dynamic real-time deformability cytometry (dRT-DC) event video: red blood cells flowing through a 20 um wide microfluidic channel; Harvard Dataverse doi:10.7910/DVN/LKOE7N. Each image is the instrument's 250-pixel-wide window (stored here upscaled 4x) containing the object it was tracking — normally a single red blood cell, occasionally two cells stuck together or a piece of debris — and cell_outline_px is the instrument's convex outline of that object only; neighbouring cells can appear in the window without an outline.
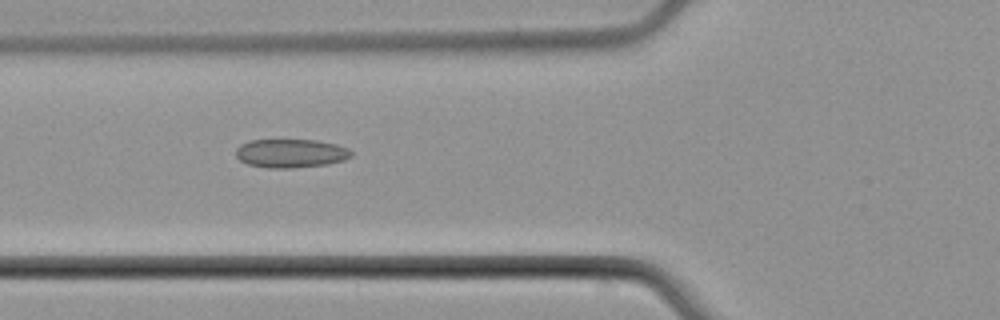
{"species": "common noctule bat (a hibernating species)", "species_latin": "Nyctalus noctula", "temperature_condition": "cold", "stored_images_in_passage": 7, "camera_frame_rate_fps": 3000, "um_per_image_px": 0.085, "animal": {"sex": "male", "body_mass_g": 21.5, "forearm_length_mm": 52.0}, "frame": {"image": 1, "passage_image": 6, "time_ms": 6.0, "image_size_px": [1000, 320], "cell_outline_px": [[352, 156], [344, 160], [328, 164], [288, 168], [268, 168], [248, 164], [240, 160], [236, 156], [236, 148], [240, 144], [248, 140], [316, 140], [336, 144], [348, 148], [352, 152]], "centroid_in_image_um": [24.71, 13.02], "position_along_channel_um": 101.1, "area_um2": 19.31}}
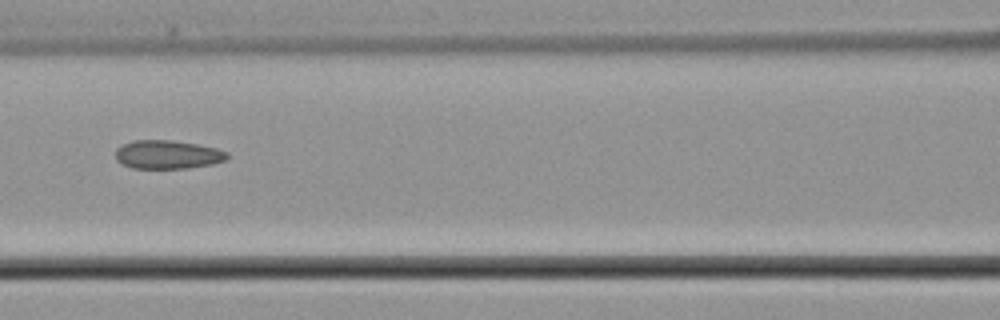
{"frame": {"image": 2, "passage_image": 7, "time_ms": 7.333, "image_size_px": [1000, 320], "cell_outline_px": [[228, 156], [224, 160], [212, 164], [188, 168], [132, 168], [116, 160], [116, 148], [132, 140], [172, 140], [196, 144], [216, 148], [228, 152]], "centroid_in_image_um": [14.23, 13.13], "position_along_channel_um": 152.4, "area_um2": 18.5}}